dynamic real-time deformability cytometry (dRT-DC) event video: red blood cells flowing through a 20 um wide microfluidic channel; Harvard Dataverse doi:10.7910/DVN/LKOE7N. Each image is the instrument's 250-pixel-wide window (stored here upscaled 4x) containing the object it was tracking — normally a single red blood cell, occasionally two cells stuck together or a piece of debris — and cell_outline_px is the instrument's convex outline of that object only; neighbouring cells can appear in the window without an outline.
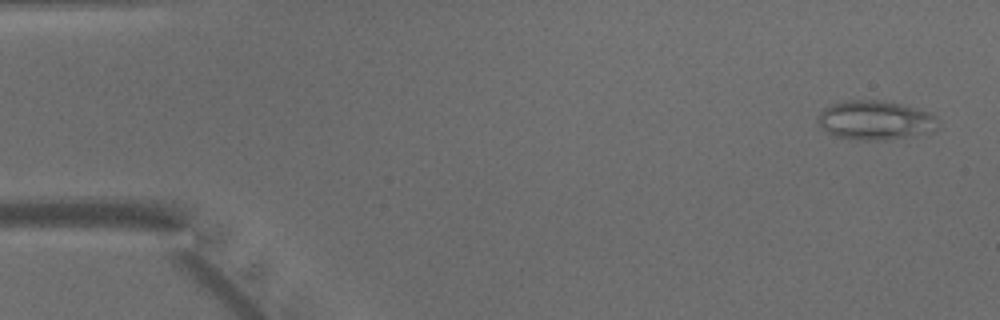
{"species": "common noctule bat (a hibernating species)", "species_latin": "Nyctalus noctula", "temperature_condition": "warm", "stored_images_in_passage": 48, "camera_frame_rate_fps": 3000, "um_per_image_px": 0.085, "animal": {"sex": "male", "body_mass_g": 15.6}, "frame": {"image": 1, "passage_image": 2, "time_ms": 0.333, "image_size_px": [1000, 320], "cell_outline_px": [[940, 128], [904, 136], [884, 140], [872, 140], [836, 136], [820, 128], [816, 120], [820, 112], [824, 108], [832, 104], [848, 100], [884, 100], [932, 112], [936, 116]], "centroid_in_image_um": [74.37, 10.19], "position_along_channel_um": 10.6, "area_um2": 27.11}}
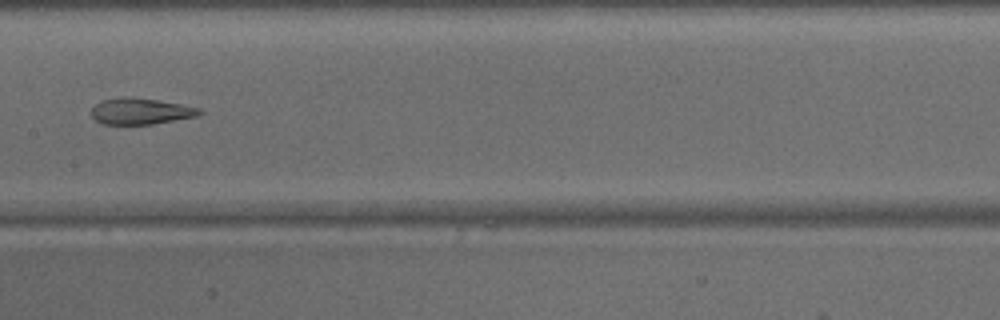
{"frame": {"image": 2, "passage_image": 24, "time_ms": 7.667, "image_size_px": [1000, 320], "cell_outline_px": [[204, 112], [196, 116], [152, 124], [104, 124], [96, 120], [92, 116], [92, 108], [100, 100], [124, 96], [156, 100], [180, 104], [200, 108]], "centroid_in_image_um": [11.94, 9.45], "position_along_channel_um": 195.5, "area_um2": 16.36}}
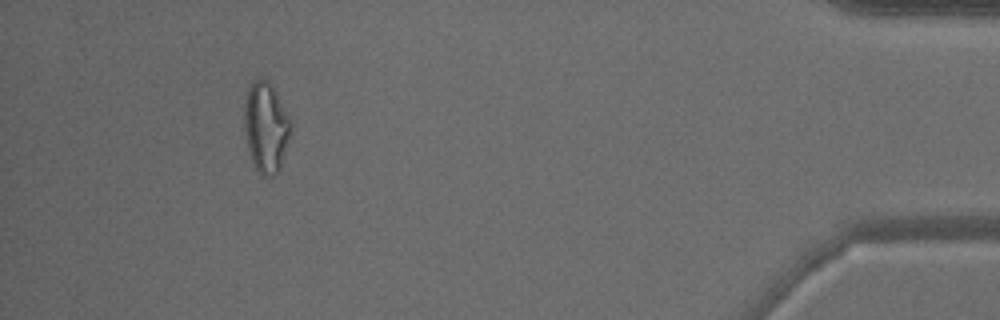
{"frame": {"image": 3, "passage_image": 44, "time_ms": 14.333, "image_size_px": [1000, 320], "cell_outline_px": [[292, 124], [280, 164], [276, 176], [264, 176], [256, 168], [252, 160], [248, 148], [244, 128], [244, 104], [248, 88], [252, 80], [256, 76], [268, 80]], "centroid_in_image_um": [22.56, 10.77], "position_along_channel_um": 412.6, "area_um2": 23.87}}